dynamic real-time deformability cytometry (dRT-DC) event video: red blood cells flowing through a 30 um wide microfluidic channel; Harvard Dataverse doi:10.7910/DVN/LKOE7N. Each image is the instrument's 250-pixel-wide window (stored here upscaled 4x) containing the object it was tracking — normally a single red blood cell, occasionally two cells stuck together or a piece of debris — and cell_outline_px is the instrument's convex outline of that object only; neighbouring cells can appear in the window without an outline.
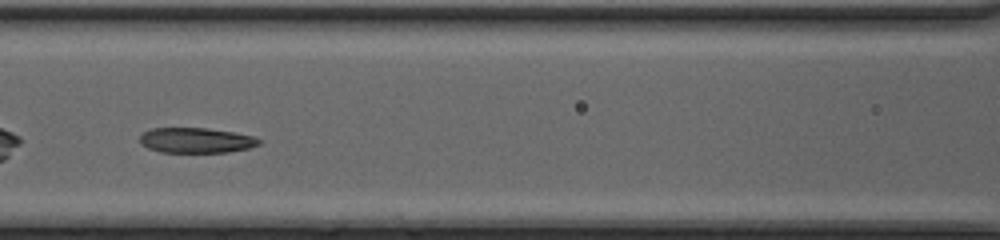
{"species": "common noctule bat (a hibernating species)", "species_latin": "Nyctalus noctula", "temperature_condition": "cold", "stored_images_in_passage": 40, "camera_frame_rate_fps": 3000, "um_per_image_px": 0.085, "animal": {"sex": "female", "body_mass_g": 20.0, "forearm_length_mm": 54.0}, "frame": {"image": 1, "passage_image": 14, "time_ms": 4.333, "image_size_px": [1000, 240], "cell_outline_px": [[260, 144], [248, 148], [228, 152], [160, 152], [148, 148], [140, 144], [140, 136], [144, 132], [152, 128], [208, 128], [256, 136], [260, 140]], "centroid_in_image_um": [16.67, 11.92], "position_along_channel_um": 149.9, "area_um2": 17.51}}
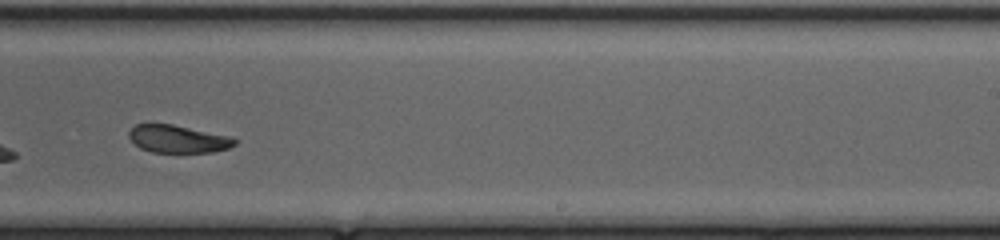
{"frame": {"image": 2, "passage_image": 23, "time_ms": 7.333, "image_size_px": [1000, 240], "cell_outline_px": [[240, 140], [236, 144], [228, 148], [212, 152], [152, 152], [140, 148], [128, 136], [128, 132], [136, 124], [148, 120], [172, 124], [232, 136]], "centroid_in_image_um": [15.11, 11.77], "position_along_channel_um": 273.9, "area_um2": 17.63}}
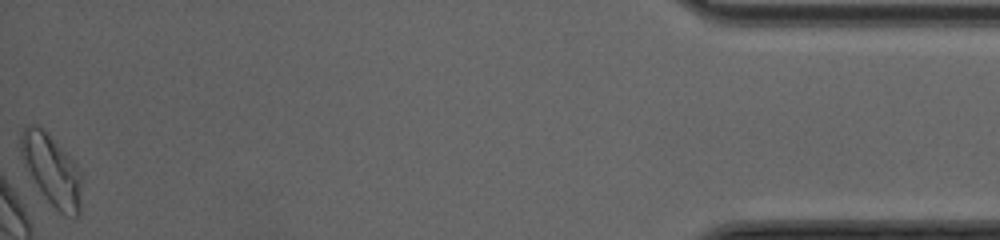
{"frame": {"image": 3, "passage_image": 40, "time_ms": 13.0, "image_size_px": [1000, 240], "cell_outline_px": [[80, 212], [76, 216], [64, 216], [44, 196], [20, 156], [20, 132], [24, 124], [36, 124], [44, 128], [48, 132], [76, 164], [80, 172]], "centroid_in_image_um": [4.36, 14.37], "position_along_channel_um": 430.8, "area_um2": 24.91}, "authors_computed_cell_mechanics": {"area_um2": 19.1607, "velocity_mm_per_s": 4.1527, "shape_relaxation_time_tau1_ms": 7.7426, "shape_relaxation_time_tau2_ms": 3.1058, "deformation_change_tau1": 0.2202, "deformation_change_tau2": 0.0924}}